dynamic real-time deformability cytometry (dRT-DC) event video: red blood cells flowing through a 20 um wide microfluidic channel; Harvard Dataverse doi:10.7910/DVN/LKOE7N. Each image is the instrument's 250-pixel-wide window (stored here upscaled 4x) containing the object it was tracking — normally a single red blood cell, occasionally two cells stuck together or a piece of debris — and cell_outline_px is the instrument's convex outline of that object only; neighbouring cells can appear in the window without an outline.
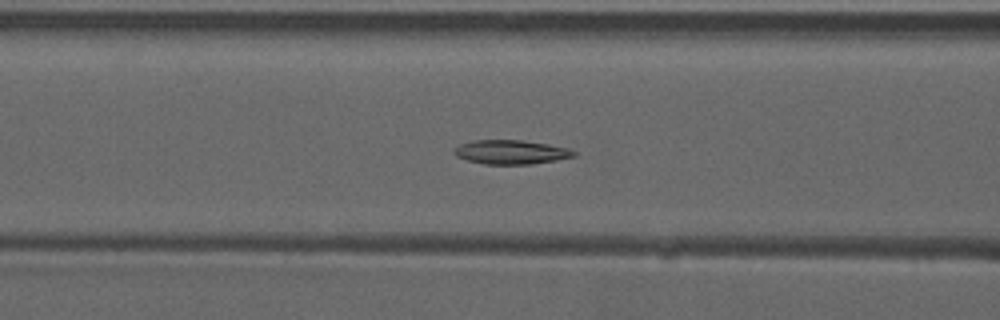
{"species": "common noctule bat (a hibernating species)", "species_latin": "Nyctalus noctula", "temperature_condition": "warm", "stored_images_in_passage": 33, "camera_frame_rate_fps": 3000, "um_per_image_px": 0.085, "animal": {"sex": "male", "forearm_length_mm": 52.5}, "frame": {"image": 1, "passage_image": 16, "time_ms": 5.0, "image_size_px": [1000, 320], "cell_outline_px": [[576, 156], [556, 160], [532, 164], [484, 164], [468, 160], [456, 156], [452, 152], [452, 148], [460, 144], [472, 140], [524, 140], [548, 144], [568, 148], [576, 152]], "centroid_in_image_um": [43.41, 12.92], "position_along_channel_um": 123.2, "area_um2": 16.94}}
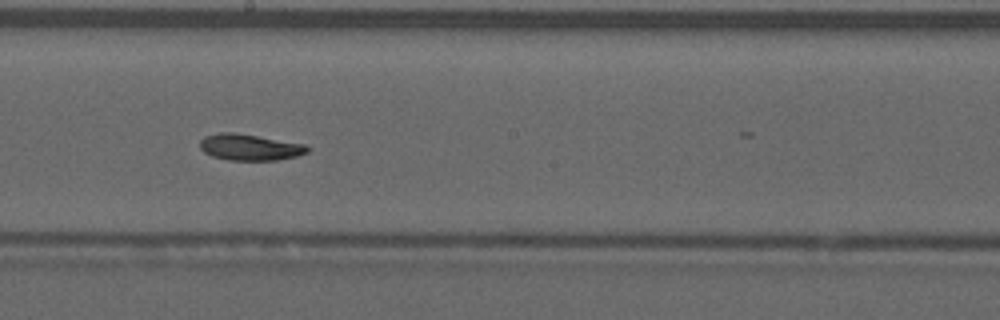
{"frame": {"image": 2, "passage_image": 24, "time_ms": 7.667, "image_size_px": [1000, 320], "cell_outline_px": [[312, 148], [308, 152], [296, 156], [276, 160], [228, 160], [212, 156], [204, 152], [200, 148], [200, 140], [204, 136], [220, 132], [236, 132], [308, 144]], "centroid_in_image_um": [21.27, 12.5], "position_along_channel_um": 226.9, "area_um2": 16.76}}
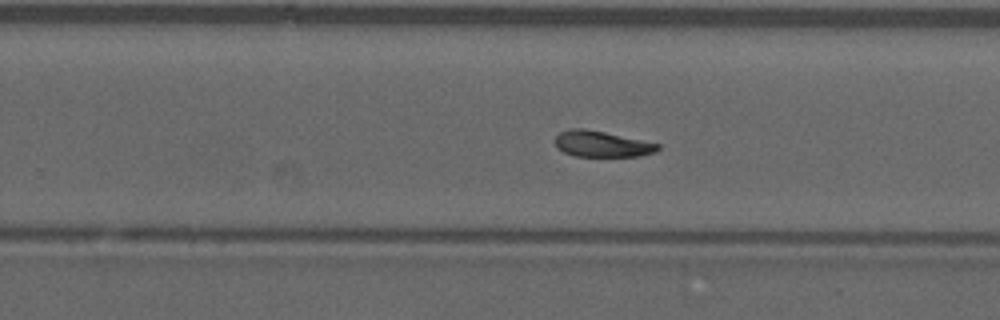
{"frame": {"image": 3, "passage_image": 28, "time_ms": 9.0, "image_size_px": [1000, 320], "cell_outline_px": [[660, 148], [656, 152], [640, 156], [576, 156], [564, 152], [556, 148], [552, 140], [560, 132], [572, 128], [584, 128], [604, 132], [660, 144]], "centroid_in_image_um": [51.11, 12.24], "position_along_channel_um": 278.7, "area_um2": 15.61}}